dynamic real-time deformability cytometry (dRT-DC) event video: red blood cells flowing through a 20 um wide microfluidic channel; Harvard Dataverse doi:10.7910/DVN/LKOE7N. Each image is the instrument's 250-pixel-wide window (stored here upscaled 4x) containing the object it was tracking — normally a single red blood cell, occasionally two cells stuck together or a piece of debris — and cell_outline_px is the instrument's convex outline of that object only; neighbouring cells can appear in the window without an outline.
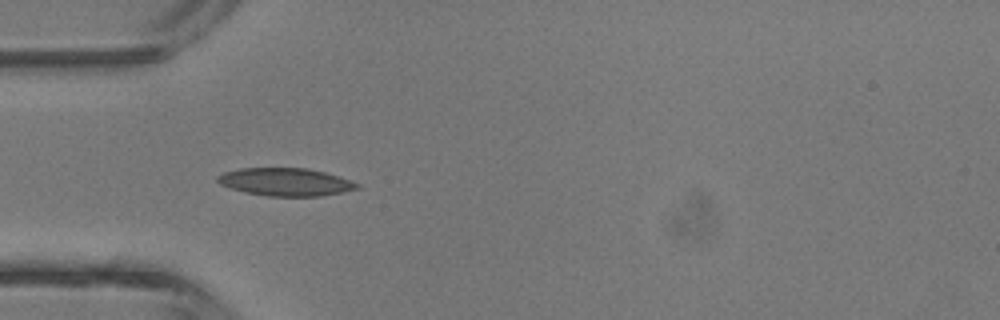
{"species": "common noctule bat (a hibernating species)", "species_latin": "Nyctalus noctula", "temperature_condition": "room temperature", "stored_images_in_passage": 5, "camera_frame_rate_fps": 3000, "um_per_image_px": 0.085, "animal": {"sex": "male", "body_mass_g": 13.3}, "frame": {"image": 1, "passage_image": 3, "time_ms": 2.333, "image_size_px": [1000, 320], "cell_outline_px": [[360, 188], [320, 196], [268, 196], [244, 192], [220, 184], [216, 180], [216, 176], [224, 172], [240, 168], [308, 168], [324, 172], [360, 184]], "centroid_in_image_um": [24.23, 15.46], "position_along_channel_um": 60.8, "area_um2": 22.43}}
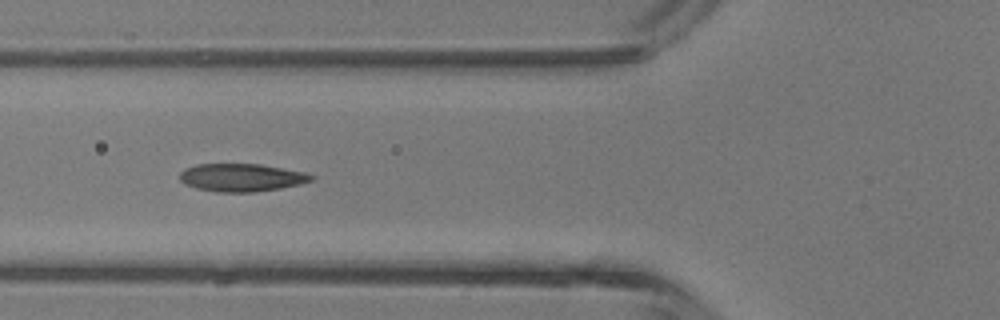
{"frame": {"image": 2, "passage_image": 4, "time_ms": 3.333, "image_size_px": [1000, 320], "cell_outline_px": [[316, 176], [312, 180], [300, 184], [280, 188], [252, 192], [216, 192], [196, 188], [184, 184], [180, 180], [180, 172], [184, 168], [196, 164], [260, 164], [304, 172]], "centroid_in_image_um": [20.5, 15.09], "position_along_channel_um": 105.3, "area_um2": 21.39}}
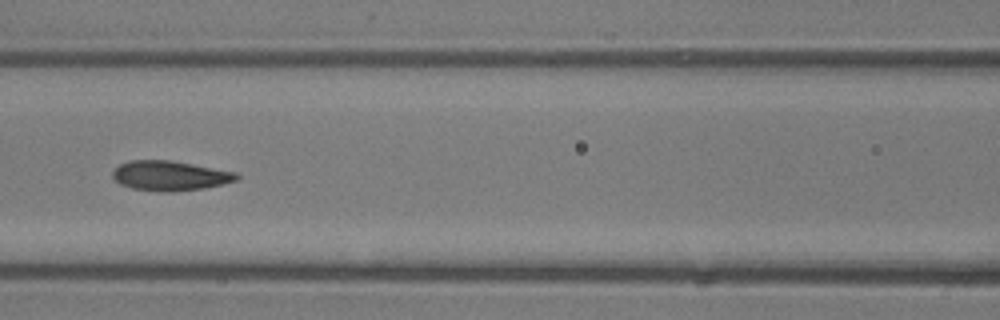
{"frame": {"image": 3, "passage_image": 5, "time_ms": 4.333, "image_size_px": [1000, 320], "cell_outline_px": [[240, 176], [236, 180], [204, 188], [172, 192], [160, 192], [132, 188], [120, 184], [112, 176], [112, 172], [120, 164], [128, 160], [172, 160], [236, 172]], "centroid_in_image_um": [14.43, 14.93], "position_along_channel_um": 152.2, "area_um2": 21.5}}